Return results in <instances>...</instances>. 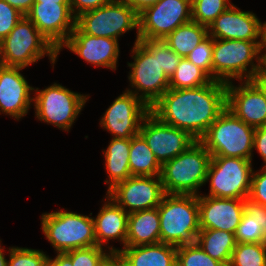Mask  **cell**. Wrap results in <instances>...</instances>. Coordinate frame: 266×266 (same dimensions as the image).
Here are the masks:
<instances>
[{
	"instance_id": "obj_39",
	"label": "cell",
	"mask_w": 266,
	"mask_h": 266,
	"mask_svg": "<svg viewBox=\"0 0 266 266\" xmlns=\"http://www.w3.org/2000/svg\"><path fill=\"white\" fill-rule=\"evenodd\" d=\"M181 59L182 57L169 48L162 39L159 40V63L169 78L175 73Z\"/></svg>"
},
{
	"instance_id": "obj_28",
	"label": "cell",
	"mask_w": 266,
	"mask_h": 266,
	"mask_svg": "<svg viewBox=\"0 0 266 266\" xmlns=\"http://www.w3.org/2000/svg\"><path fill=\"white\" fill-rule=\"evenodd\" d=\"M207 36L208 27L191 20L177 27L163 41L184 58Z\"/></svg>"
},
{
	"instance_id": "obj_29",
	"label": "cell",
	"mask_w": 266,
	"mask_h": 266,
	"mask_svg": "<svg viewBox=\"0 0 266 266\" xmlns=\"http://www.w3.org/2000/svg\"><path fill=\"white\" fill-rule=\"evenodd\" d=\"M213 79L200 67L182 58L175 73L169 79V88L188 89L209 84Z\"/></svg>"
},
{
	"instance_id": "obj_21",
	"label": "cell",
	"mask_w": 266,
	"mask_h": 266,
	"mask_svg": "<svg viewBox=\"0 0 266 266\" xmlns=\"http://www.w3.org/2000/svg\"><path fill=\"white\" fill-rule=\"evenodd\" d=\"M200 229H215L235 233L245 212L244 200L233 198L197 196Z\"/></svg>"
},
{
	"instance_id": "obj_35",
	"label": "cell",
	"mask_w": 266,
	"mask_h": 266,
	"mask_svg": "<svg viewBox=\"0 0 266 266\" xmlns=\"http://www.w3.org/2000/svg\"><path fill=\"white\" fill-rule=\"evenodd\" d=\"M212 53L213 37L208 35L186 56V58L203 69L213 79Z\"/></svg>"
},
{
	"instance_id": "obj_2",
	"label": "cell",
	"mask_w": 266,
	"mask_h": 266,
	"mask_svg": "<svg viewBox=\"0 0 266 266\" xmlns=\"http://www.w3.org/2000/svg\"><path fill=\"white\" fill-rule=\"evenodd\" d=\"M264 41L213 38V80H256L264 74ZM255 62V63H254Z\"/></svg>"
},
{
	"instance_id": "obj_12",
	"label": "cell",
	"mask_w": 266,
	"mask_h": 266,
	"mask_svg": "<svg viewBox=\"0 0 266 266\" xmlns=\"http://www.w3.org/2000/svg\"><path fill=\"white\" fill-rule=\"evenodd\" d=\"M139 39L163 40L192 20L191 0H159L138 14Z\"/></svg>"
},
{
	"instance_id": "obj_47",
	"label": "cell",
	"mask_w": 266,
	"mask_h": 266,
	"mask_svg": "<svg viewBox=\"0 0 266 266\" xmlns=\"http://www.w3.org/2000/svg\"><path fill=\"white\" fill-rule=\"evenodd\" d=\"M1 239H0V266H7V259H6V251H8L7 249H5L4 247H2L1 244ZM6 250V251H5Z\"/></svg>"
},
{
	"instance_id": "obj_17",
	"label": "cell",
	"mask_w": 266,
	"mask_h": 266,
	"mask_svg": "<svg viewBox=\"0 0 266 266\" xmlns=\"http://www.w3.org/2000/svg\"><path fill=\"white\" fill-rule=\"evenodd\" d=\"M25 16L57 50L76 26L70 3H33Z\"/></svg>"
},
{
	"instance_id": "obj_42",
	"label": "cell",
	"mask_w": 266,
	"mask_h": 266,
	"mask_svg": "<svg viewBox=\"0 0 266 266\" xmlns=\"http://www.w3.org/2000/svg\"><path fill=\"white\" fill-rule=\"evenodd\" d=\"M253 149L257 150L263 160L262 166H266V126L255 128Z\"/></svg>"
},
{
	"instance_id": "obj_45",
	"label": "cell",
	"mask_w": 266,
	"mask_h": 266,
	"mask_svg": "<svg viewBox=\"0 0 266 266\" xmlns=\"http://www.w3.org/2000/svg\"><path fill=\"white\" fill-rule=\"evenodd\" d=\"M48 266H73L71 259L65 253H57L55 258L49 257Z\"/></svg>"
},
{
	"instance_id": "obj_36",
	"label": "cell",
	"mask_w": 266,
	"mask_h": 266,
	"mask_svg": "<svg viewBox=\"0 0 266 266\" xmlns=\"http://www.w3.org/2000/svg\"><path fill=\"white\" fill-rule=\"evenodd\" d=\"M236 243H262L266 244L261 226L255 219L243 213L241 222L235 231Z\"/></svg>"
},
{
	"instance_id": "obj_52",
	"label": "cell",
	"mask_w": 266,
	"mask_h": 266,
	"mask_svg": "<svg viewBox=\"0 0 266 266\" xmlns=\"http://www.w3.org/2000/svg\"><path fill=\"white\" fill-rule=\"evenodd\" d=\"M100 266H108V258Z\"/></svg>"
},
{
	"instance_id": "obj_34",
	"label": "cell",
	"mask_w": 266,
	"mask_h": 266,
	"mask_svg": "<svg viewBox=\"0 0 266 266\" xmlns=\"http://www.w3.org/2000/svg\"><path fill=\"white\" fill-rule=\"evenodd\" d=\"M73 266H100L112 253L105 248L93 246L74 249L65 253Z\"/></svg>"
},
{
	"instance_id": "obj_8",
	"label": "cell",
	"mask_w": 266,
	"mask_h": 266,
	"mask_svg": "<svg viewBox=\"0 0 266 266\" xmlns=\"http://www.w3.org/2000/svg\"><path fill=\"white\" fill-rule=\"evenodd\" d=\"M33 92L35 118L65 132L71 130L90 98L56 82L44 89L34 87Z\"/></svg>"
},
{
	"instance_id": "obj_37",
	"label": "cell",
	"mask_w": 266,
	"mask_h": 266,
	"mask_svg": "<svg viewBox=\"0 0 266 266\" xmlns=\"http://www.w3.org/2000/svg\"><path fill=\"white\" fill-rule=\"evenodd\" d=\"M23 16L5 0H0V42L8 36Z\"/></svg>"
},
{
	"instance_id": "obj_23",
	"label": "cell",
	"mask_w": 266,
	"mask_h": 266,
	"mask_svg": "<svg viewBox=\"0 0 266 266\" xmlns=\"http://www.w3.org/2000/svg\"><path fill=\"white\" fill-rule=\"evenodd\" d=\"M117 256L126 266H176L177 247L162 242L118 247Z\"/></svg>"
},
{
	"instance_id": "obj_19",
	"label": "cell",
	"mask_w": 266,
	"mask_h": 266,
	"mask_svg": "<svg viewBox=\"0 0 266 266\" xmlns=\"http://www.w3.org/2000/svg\"><path fill=\"white\" fill-rule=\"evenodd\" d=\"M208 35L215 39L264 41V22L253 11L232 4L208 26Z\"/></svg>"
},
{
	"instance_id": "obj_24",
	"label": "cell",
	"mask_w": 266,
	"mask_h": 266,
	"mask_svg": "<svg viewBox=\"0 0 266 266\" xmlns=\"http://www.w3.org/2000/svg\"><path fill=\"white\" fill-rule=\"evenodd\" d=\"M160 242L158 207L128 214L126 246H141Z\"/></svg>"
},
{
	"instance_id": "obj_44",
	"label": "cell",
	"mask_w": 266,
	"mask_h": 266,
	"mask_svg": "<svg viewBox=\"0 0 266 266\" xmlns=\"http://www.w3.org/2000/svg\"><path fill=\"white\" fill-rule=\"evenodd\" d=\"M9 5L16 8L24 16L30 11L35 0H5Z\"/></svg>"
},
{
	"instance_id": "obj_30",
	"label": "cell",
	"mask_w": 266,
	"mask_h": 266,
	"mask_svg": "<svg viewBox=\"0 0 266 266\" xmlns=\"http://www.w3.org/2000/svg\"><path fill=\"white\" fill-rule=\"evenodd\" d=\"M229 266H266V244L236 243Z\"/></svg>"
},
{
	"instance_id": "obj_46",
	"label": "cell",
	"mask_w": 266,
	"mask_h": 266,
	"mask_svg": "<svg viewBox=\"0 0 266 266\" xmlns=\"http://www.w3.org/2000/svg\"><path fill=\"white\" fill-rule=\"evenodd\" d=\"M108 266H126L117 254H111L108 257Z\"/></svg>"
},
{
	"instance_id": "obj_20",
	"label": "cell",
	"mask_w": 266,
	"mask_h": 266,
	"mask_svg": "<svg viewBox=\"0 0 266 266\" xmlns=\"http://www.w3.org/2000/svg\"><path fill=\"white\" fill-rule=\"evenodd\" d=\"M23 69L4 66L0 70V115L10 116L17 121L25 117L33 105L34 87L21 74Z\"/></svg>"
},
{
	"instance_id": "obj_1",
	"label": "cell",
	"mask_w": 266,
	"mask_h": 266,
	"mask_svg": "<svg viewBox=\"0 0 266 266\" xmlns=\"http://www.w3.org/2000/svg\"><path fill=\"white\" fill-rule=\"evenodd\" d=\"M225 109L226 83L212 80L197 88H169L150 107V112L161 122L187 131L199 141Z\"/></svg>"
},
{
	"instance_id": "obj_18",
	"label": "cell",
	"mask_w": 266,
	"mask_h": 266,
	"mask_svg": "<svg viewBox=\"0 0 266 266\" xmlns=\"http://www.w3.org/2000/svg\"><path fill=\"white\" fill-rule=\"evenodd\" d=\"M119 40L108 37H96L83 33L77 26L60 47L58 54L67 48L75 53L87 64L94 67H105L112 71L117 70L120 56Z\"/></svg>"
},
{
	"instance_id": "obj_25",
	"label": "cell",
	"mask_w": 266,
	"mask_h": 266,
	"mask_svg": "<svg viewBox=\"0 0 266 266\" xmlns=\"http://www.w3.org/2000/svg\"><path fill=\"white\" fill-rule=\"evenodd\" d=\"M105 159L107 179L104 180L108 185L106 193L116 184L123 182L131 177L129 168L130 138H111L106 149L102 151Z\"/></svg>"
},
{
	"instance_id": "obj_15",
	"label": "cell",
	"mask_w": 266,
	"mask_h": 266,
	"mask_svg": "<svg viewBox=\"0 0 266 266\" xmlns=\"http://www.w3.org/2000/svg\"><path fill=\"white\" fill-rule=\"evenodd\" d=\"M128 214L156 208L165 195L160 176H131L107 193Z\"/></svg>"
},
{
	"instance_id": "obj_41",
	"label": "cell",
	"mask_w": 266,
	"mask_h": 266,
	"mask_svg": "<svg viewBox=\"0 0 266 266\" xmlns=\"http://www.w3.org/2000/svg\"><path fill=\"white\" fill-rule=\"evenodd\" d=\"M110 0H70V8L75 18L82 13L95 10L107 4Z\"/></svg>"
},
{
	"instance_id": "obj_4",
	"label": "cell",
	"mask_w": 266,
	"mask_h": 266,
	"mask_svg": "<svg viewBox=\"0 0 266 266\" xmlns=\"http://www.w3.org/2000/svg\"><path fill=\"white\" fill-rule=\"evenodd\" d=\"M158 212L160 242L176 247L196 243L201 230L197 195L165 194Z\"/></svg>"
},
{
	"instance_id": "obj_40",
	"label": "cell",
	"mask_w": 266,
	"mask_h": 266,
	"mask_svg": "<svg viewBox=\"0 0 266 266\" xmlns=\"http://www.w3.org/2000/svg\"><path fill=\"white\" fill-rule=\"evenodd\" d=\"M244 206L245 213H247L249 217L255 219L258 225L261 226L263 237L266 240V207L248 198L244 200Z\"/></svg>"
},
{
	"instance_id": "obj_33",
	"label": "cell",
	"mask_w": 266,
	"mask_h": 266,
	"mask_svg": "<svg viewBox=\"0 0 266 266\" xmlns=\"http://www.w3.org/2000/svg\"><path fill=\"white\" fill-rule=\"evenodd\" d=\"M176 266H225L211 258L197 243L177 247Z\"/></svg>"
},
{
	"instance_id": "obj_11",
	"label": "cell",
	"mask_w": 266,
	"mask_h": 266,
	"mask_svg": "<svg viewBox=\"0 0 266 266\" xmlns=\"http://www.w3.org/2000/svg\"><path fill=\"white\" fill-rule=\"evenodd\" d=\"M251 160L212 156L206 176L207 196L245 200L249 196L253 165Z\"/></svg>"
},
{
	"instance_id": "obj_49",
	"label": "cell",
	"mask_w": 266,
	"mask_h": 266,
	"mask_svg": "<svg viewBox=\"0 0 266 266\" xmlns=\"http://www.w3.org/2000/svg\"><path fill=\"white\" fill-rule=\"evenodd\" d=\"M5 66L4 59H3V51H2V44L0 42V70Z\"/></svg>"
},
{
	"instance_id": "obj_13",
	"label": "cell",
	"mask_w": 266,
	"mask_h": 266,
	"mask_svg": "<svg viewBox=\"0 0 266 266\" xmlns=\"http://www.w3.org/2000/svg\"><path fill=\"white\" fill-rule=\"evenodd\" d=\"M226 83V108L254 128L266 126V76Z\"/></svg>"
},
{
	"instance_id": "obj_38",
	"label": "cell",
	"mask_w": 266,
	"mask_h": 266,
	"mask_svg": "<svg viewBox=\"0 0 266 266\" xmlns=\"http://www.w3.org/2000/svg\"><path fill=\"white\" fill-rule=\"evenodd\" d=\"M248 199L266 207V166L253 170Z\"/></svg>"
},
{
	"instance_id": "obj_16",
	"label": "cell",
	"mask_w": 266,
	"mask_h": 266,
	"mask_svg": "<svg viewBox=\"0 0 266 266\" xmlns=\"http://www.w3.org/2000/svg\"><path fill=\"white\" fill-rule=\"evenodd\" d=\"M139 134L161 165L186 151L197 141L187 131L161 122L151 112L143 119Z\"/></svg>"
},
{
	"instance_id": "obj_7",
	"label": "cell",
	"mask_w": 266,
	"mask_h": 266,
	"mask_svg": "<svg viewBox=\"0 0 266 266\" xmlns=\"http://www.w3.org/2000/svg\"><path fill=\"white\" fill-rule=\"evenodd\" d=\"M255 128L244 123L229 109H225L210 125L199 142L211 156L253 160Z\"/></svg>"
},
{
	"instance_id": "obj_50",
	"label": "cell",
	"mask_w": 266,
	"mask_h": 266,
	"mask_svg": "<svg viewBox=\"0 0 266 266\" xmlns=\"http://www.w3.org/2000/svg\"><path fill=\"white\" fill-rule=\"evenodd\" d=\"M263 50L266 51V22H264V47Z\"/></svg>"
},
{
	"instance_id": "obj_51",
	"label": "cell",
	"mask_w": 266,
	"mask_h": 266,
	"mask_svg": "<svg viewBox=\"0 0 266 266\" xmlns=\"http://www.w3.org/2000/svg\"><path fill=\"white\" fill-rule=\"evenodd\" d=\"M263 53L265 54L264 75L266 76V51H264Z\"/></svg>"
},
{
	"instance_id": "obj_26",
	"label": "cell",
	"mask_w": 266,
	"mask_h": 266,
	"mask_svg": "<svg viewBox=\"0 0 266 266\" xmlns=\"http://www.w3.org/2000/svg\"><path fill=\"white\" fill-rule=\"evenodd\" d=\"M196 243L211 258L229 266L232 252L236 246L234 233L215 229L200 230Z\"/></svg>"
},
{
	"instance_id": "obj_3",
	"label": "cell",
	"mask_w": 266,
	"mask_h": 266,
	"mask_svg": "<svg viewBox=\"0 0 266 266\" xmlns=\"http://www.w3.org/2000/svg\"><path fill=\"white\" fill-rule=\"evenodd\" d=\"M128 80L133 93L151 107L168 89L169 77L159 63V40H141L133 43Z\"/></svg>"
},
{
	"instance_id": "obj_48",
	"label": "cell",
	"mask_w": 266,
	"mask_h": 266,
	"mask_svg": "<svg viewBox=\"0 0 266 266\" xmlns=\"http://www.w3.org/2000/svg\"><path fill=\"white\" fill-rule=\"evenodd\" d=\"M34 3H70V0H35Z\"/></svg>"
},
{
	"instance_id": "obj_31",
	"label": "cell",
	"mask_w": 266,
	"mask_h": 266,
	"mask_svg": "<svg viewBox=\"0 0 266 266\" xmlns=\"http://www.w3.org/2000/svg\"><path fill=\"white\" fill-rule=\"evenodd\" d=\"M232 4L230 0H191L192 20L208 27Z\"/></svg>"
},
{
	"instance_id": "obj_22",
	"label": "cell",
	"mask_w": 266,
	"mask_h": 266,
	"mask_svg": "<svg viewBox=\"0 0 266 266\" xmlns=\"http://www.w3.org/2000/svg\"><path fill=\"white\" fill-rule=\"evenodd\" d=\"M98 214L93 217L96 237V245L118 253V248L109 246L110 240L119 241L124 248L126 246L128 213L117 205L109 196L105 195Z\"/></svg>"
},
{
	"instance_id": "obj_27",
	"label": "cell",
	"mask_w": 266,
	"mask_h": 266,
	"mask_svg": "<svg viewBox=\"0 0 266 266\" xmlns=\"http://www.w3.org/2000/svg\"><path fill=\"white\" fill-rule=\"evenodd\" d=\"M129 168L131 176L161 175L162 165L140 134L130 138Z\"/></svg>"
},
{
	"instance_id": "obj_43",
	"label": "cell",
	"mask_w": 266,
	"mask_h": 266,
	"mask_svg": "<svg viewBox=\"0 0 266 266\" xmlns=\"http://www.w3.org/2000/svg\"><path fill=\"white\" fill-rule=\"evenodd\" d=\"M121 1L128 4L132 9H134L139 14L144 9L156 4L159 0H121Z\"/></svg>"
},
{
	"instance_id": "obj_32",
	"label": "cell",
	"mask_w": 266,
	"mask_h": 266,
	"mask_svg": "<svg viewBox=\"0 0 266 266\" xmlns=\"http://www.w3.org/2000/svg\"><path fill=\"white\" fill-rule=\"evenodd\" d=\"M7 266H48L49 255L43 250L10 246Z\"/></svg>"
},
{
	"instance_id": "obj_6",
	"label": "cell",
	"mask_w": 266,
	"mask_h": 266,
	"mask_svg": "<svg viewBox=\"0 0 266 266\" xmlns=\"http://www.w3.org/2000/svg\"><path fill=\"white\" fill-rule=\"evenodd\" d=\"M41 230L56 253L97 246L90 216L59 209L41 215Z\"/></svg>"
},
{
	"instance_id": "obj_9",
	"label": "cell",
	"mask_w": 266,
	"mask_h": 266,
	"mask_svg": "<svg viewBox=\"0 0 266 266\" xmlns=\"http://www.w3.org/2000/svg\"><path fill=\"white\" fill-rule=\"evenodd\" d=\"M1 44L5 66L26 68L48 56L54 68L59 56L58 50L26 16L19 20Z\"/></svg>"
},
{
	"instance_id": "obj_14",
	"label": "cell",
	"mask_w": 266,
	"mask_h": 266,
	"mask_svg": "<svg viewBox=\"0 0 266 266\" xmlns=\"http://www.w3.org/2000/svg\"><path fill=\"white\" fill-rule=\"evenodd\" d=\"M149 113L150 107L142 99L125 90L103 113L99 125L112 138H132L139 134L141 123Z\"/></svg>"
},
{
	"instance_id": "obj_5",
	"label": "cell",
	"mask_w": 266,
	"mask_h": 266,
	"mask_svg": "<svg viewBox=\"0 0 266 266\" xmlns=\"http://www.w3.org/2000/svg\"><path fill=\"white\" fill-rule=\"evenodd\" d=\"M210 152L199 142L165 162L161 169V181L165 194L200 195L205 185Z\"/></svg>"
},
{
	"instance_id": "obj_10",
	"label": "cell",
	"mask_w": 266,
	"mask_h": 266,
	"mask_svg": "<svg viewBox=\"0 0 266 266\" xmlns=\"http://www.w3.org/2000/svg\"><path fill=\"white\" fill-rule=\"evenodd\" d=\"M76 26L85 34L119 40L125 33L136 30L139 41L138 13L121 0H110L104 6L82 13Z\"/></svg>"
}]
</instances>
